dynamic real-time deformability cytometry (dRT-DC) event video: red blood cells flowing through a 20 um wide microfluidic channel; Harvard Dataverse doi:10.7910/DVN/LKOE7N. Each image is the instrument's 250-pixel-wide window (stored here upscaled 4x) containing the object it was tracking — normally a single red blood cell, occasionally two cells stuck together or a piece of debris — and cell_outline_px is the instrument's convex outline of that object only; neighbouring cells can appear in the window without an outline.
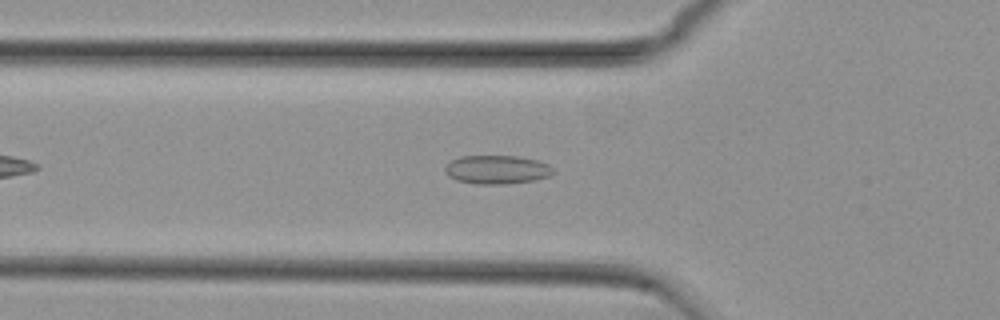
{"species": "common noctule bat (a hibernating species)", "species_latin": "Nyctalus noctula", "temperature_condition": "cold", "stored_images_in_passage": 46, "camera_frame_rate_fps": 3000, "um_per_image_px": 0.085, "animal": {"sex": "female", "body_mass_g": 29.2, "forearm_length_mm": 56.3}, "frame": {"image": 1, "passage_image": 9, "time_ms": 2.667, "image_size_px": [1000, 320], "cell_outline_px": [[552, 172], [548, 176], [532, 180], [504, 184], [476, 184], [456, 180], [448, 176], [444, 172], [444, 168], [452, 160], [460, 156], [516, 156], [536, 160], [548, 164], [552, 168]], "centroid_in_image_um": [42.18, 14.41], "position_along_channel_um": 83.6, "area_um2": 17.86}}
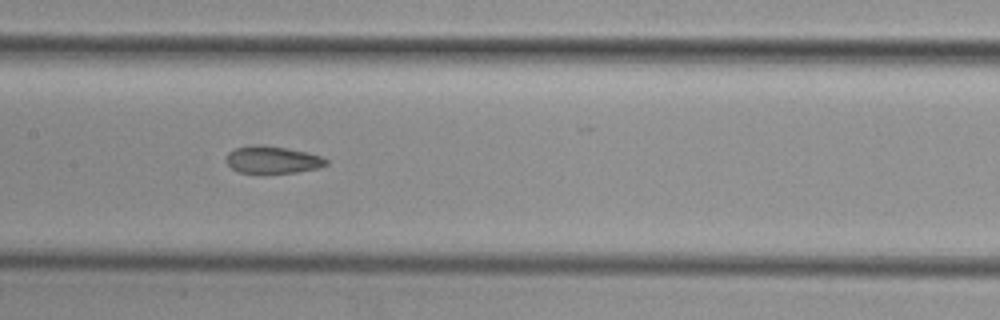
{"frame": {"image": 2, "passage_image": 17, "time_ms": 5.333, "image_size_px": [1000, 320], "cell_outline_px": [[328, 164], [316, 168], [296, 172], [240, 172], [232, 168], [224, 160], [228, 152], [236, 148], [252, 144], [264, 144], [308, 152], [320, 156], [328, 160]], "centroid_in_image_um": [23.14, 13.55], "position_along_channel_um": 184.3, "area_um2": 15.78}}
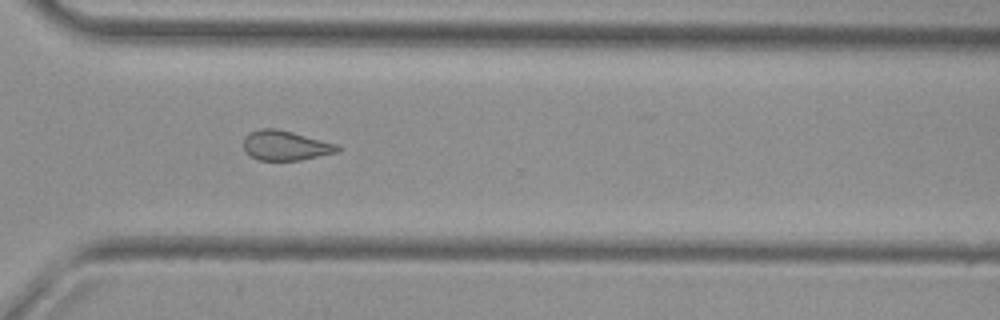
{"frame": {"image": 3, "passage_image": 30, "time_ms": 9.667, "image_size_px": [1000, 320], "cell_outline_px": [[340, 148], [336, 152], [300, 160], [260, 160], [244, 152], [244, 136], [248, 132], [260, 128], [276, 128], [292, 132], [336, 144]], "centroid_in_image_um": [24.19, 12.35], "position_along_channel_um": 346.4, "area_um2": 16.13}, "authors_computed_cell_mechanics": {"area_um2": 16.9354, "velocity_mm_per_s": 3.7465, "shape_relaxation_time_tau1_ms": null, "shape_relaxation_time_tau2_ms": 2.8907, "deformation_change_tau1": null, "deformation_change_tau2": 0.093}}